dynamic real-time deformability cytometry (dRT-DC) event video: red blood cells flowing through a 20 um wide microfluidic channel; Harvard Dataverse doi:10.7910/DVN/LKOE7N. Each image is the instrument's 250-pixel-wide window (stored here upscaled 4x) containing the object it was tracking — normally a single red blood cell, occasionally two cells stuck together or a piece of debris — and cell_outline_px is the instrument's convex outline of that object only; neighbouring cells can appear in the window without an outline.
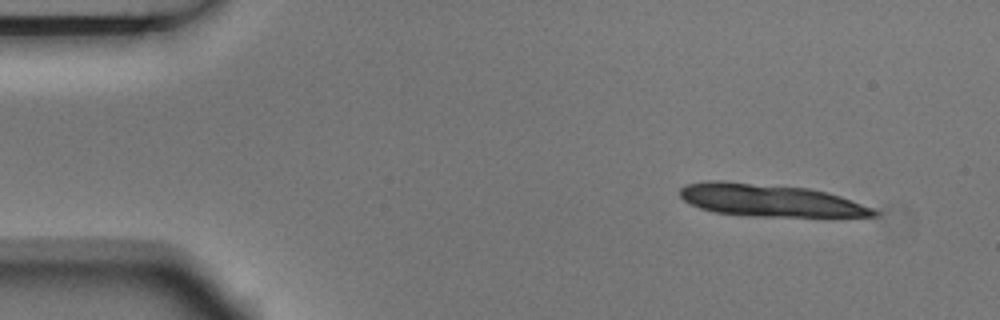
{"species": "Egyptian fruit bat (a non-hibernating species)", "species_latin": "Rousettus aegyptiacus", "temperature_condition": "room temperature", "stored_images_in_passage": 4, "camera_frame_rate_fps": 3000, "um_per_image_px": 0.085, "animal": {"sex": "male"}, "frame": {"image": 1, "passage_image": 1, "time_ms": 0.0, "image_size_px": [1000, 320], "cell_outline_px": [[880, 212], [876, 216], [752, 216], [716, 212], [700, 208], [684, 200], [680, 196], [680, 188], [684, 184], [708, 180], [724, 180], [808, 188], [828, 192], [840, 196], [872, 208]], "centroid_in_image_um": [65.39, 17.01], "position_along_channel_um": 19.6, "area_um2": 36.41}}
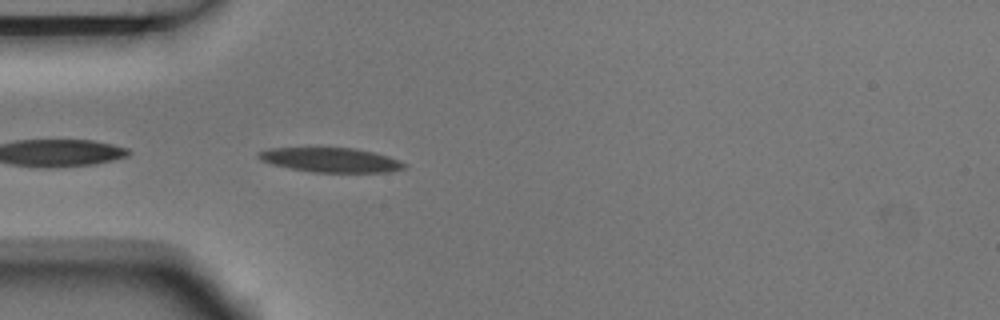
{"frame": {"image": 2, "passage_image": 4, "time_ms": 1.0, "image_size_px": [1000, 320], "cell_outline_px": [[408, 164], [404, 168], [388, 172], [312, 172], [272, 164], [260, 160], [256, 156], [256, 152], [268, 148], [356, 148], [388, 156], [400, 160]], "centroid_in_image_um": [28.1, 13.59], "position_along_channel_um": 56.9, "area_um2": 20.75}}